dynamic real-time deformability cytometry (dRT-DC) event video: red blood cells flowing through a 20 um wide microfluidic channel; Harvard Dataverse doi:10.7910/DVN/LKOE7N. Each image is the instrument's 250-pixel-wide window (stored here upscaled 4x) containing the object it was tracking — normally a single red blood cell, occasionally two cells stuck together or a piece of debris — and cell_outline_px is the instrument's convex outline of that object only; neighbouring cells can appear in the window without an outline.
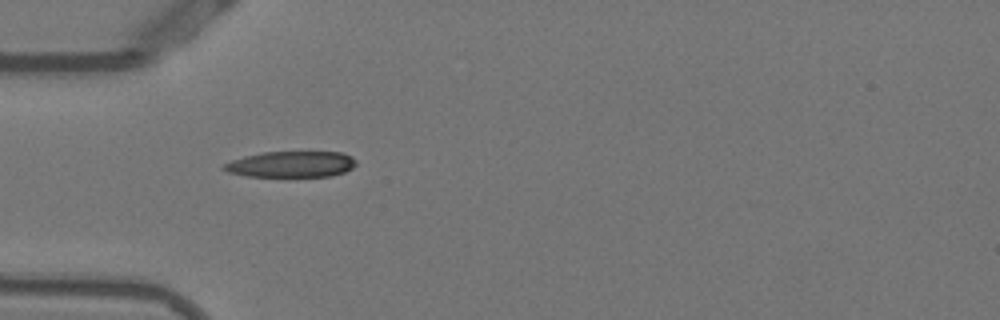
{"species": "Egyptian fruit bat (a non-hibernating species)", "species_latin": "Rousettus aegyptiacus", "temperature_condition": "warm", "stored_images_in_passage": 36, "camera_frame_rate_fps": 3000, "um_per_image_px": 0.085, "animal": {"sex": "female"}, "frame": {"image": 1, "passage_image": 1, "time_ms": 0.0, "image_size_px": [1000, 320], "cell_outline_px": [[356, 164], [352, 168], [344, 172], [332, 176], [248, 176], [228, 172], [220, 168], [224, 164], [232, 160], [244, 156], [264, 152], [344, 152], [352, 156], [356, 160]], "centroid_in_image_um": [24.77, 13.95], "position_along_channel_um": 60.2, "area_um2": 20.06}}
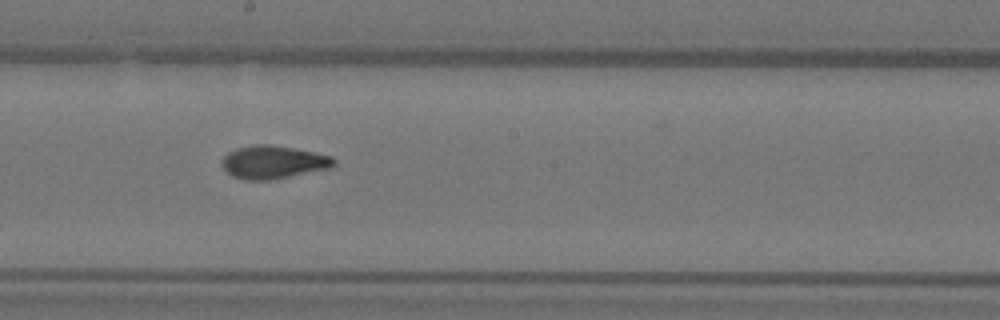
{"frame": {"image": 2, "passage_image": 14, "time_ms": 4.333, "image_size_px": [1000, 320], "cell_outline_px": [[336, 164], [328, 168], [268, 180], [244, 180], [232, 176], [220, 164], [220, 160], [228, 152], [236, 148], [252, 144], [272, 144], [332, 156], [336, 160]], "centroid_in_image_um": [23.17, 13.77], "position_along_channel_um": 225.0, "area_um2": 21.44}}
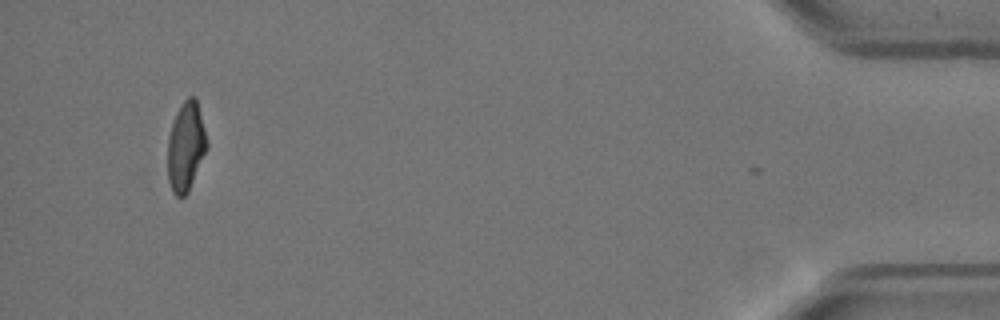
{"frame": {"image": 3, "passage_image": 35, "time_ms": 11.333, "image_size_px": [1000, 320], "cell_outline_px": [[208, 148], [188, 192], [184, 196], [176, 196], [172, 192], [168, 180], [168, 140], [172, 124], [176, 112], [180, 104], [188, 96], [196, 96], [208, 144]], "centroid_in_image_um": [15.8, 12.45], "position_along_channel_um": 419.4, "area_um2": 20.4}, "authors_computed_cell_mechanics": {"area_um2": 21.0392, "velocity_mm_per_s": 3.8484, "shape_relaxation_time_tau1_ms": 7.0332, "shape_relaxation_time_tau2_ms": 1.8753, "deformation_change_tau1": 0.2155, "deformation_change_tau2": 0.088}}